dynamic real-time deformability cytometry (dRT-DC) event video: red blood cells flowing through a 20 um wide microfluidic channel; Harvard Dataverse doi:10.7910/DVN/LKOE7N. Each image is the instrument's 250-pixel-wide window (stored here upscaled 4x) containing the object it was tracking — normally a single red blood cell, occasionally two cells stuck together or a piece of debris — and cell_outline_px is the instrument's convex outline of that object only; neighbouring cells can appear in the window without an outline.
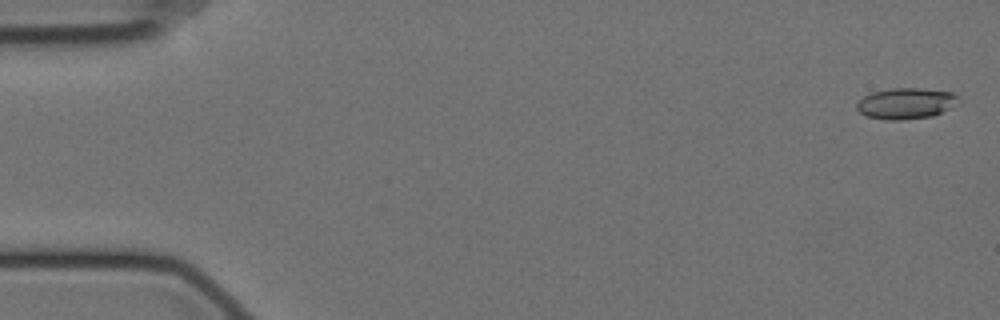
{"species": "Egyptian fruit bat (a non-hibernating species)", "species_latin": "Rousettus aegyptiacus", "temperature_condition": "cold", "stored_images_in_passage": 58, "camera_frame_rate_fps": 3000, "um_per_image_px": 0.085, "animal": {"sex": "female"}, "frame": {"image": 1, "passage_image": 2, "time_ms": 0.333, "image_size_px": [1000, 320], "cell_outline_px": [[960, 104], [932, 116], [900, 120], [888, 120], [868, 116], [860, 112], [856, 108], [856, 104], [864, 96], [872, 92], [892, 88], [920, 88], [952, 92], [960, 100]], "centroid_in_image_um": [77.04, 8.78], "position_along_channel_um": 8.0, "area_um2": 18.38}}
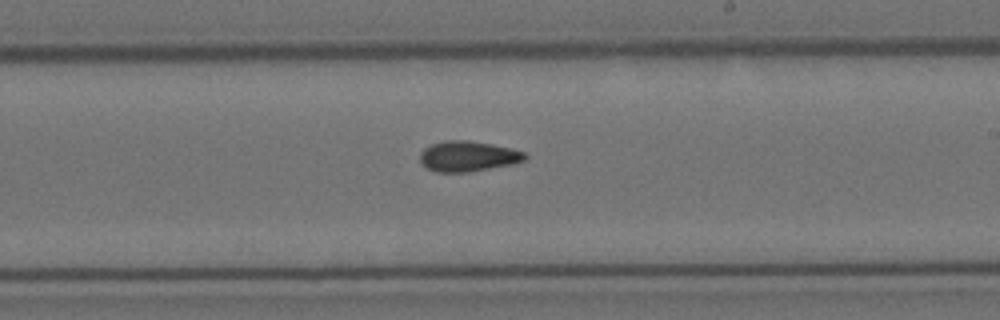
{"frame": {"image": 2, "passage_image": 34, "time_ms": 11.0, "image_size_px": [1000, 320], "cell_outline_px": [[528, 156], [524, 160], [512, 164], [468, 172], [436, 172], [428, 168], [420, 160], [420, 152], [424, 148], [432, 144], [444, 140], [468, 140], [492, 144], [524, 152]], "centroid_in_image_um": [39.76, 13.28], "position_along_channel_um": 249.2, "area_um2": 18.44}}
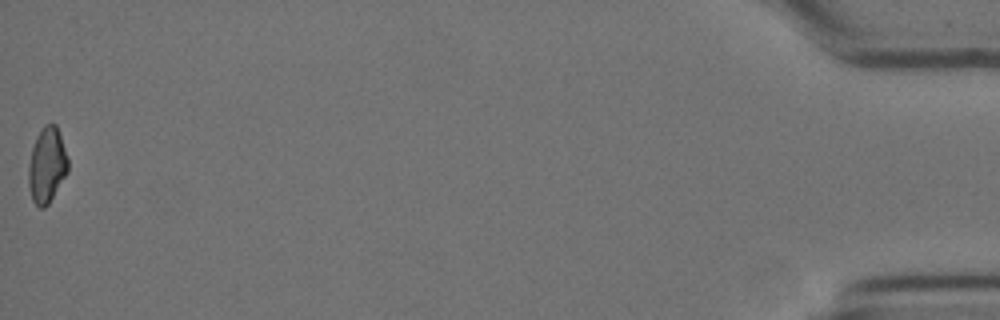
{"frame": {"image": 3, "passage_image": 58, "time_ms": 19.0, "image_size_px": [1000, 320], "cell_outline_px": [[68, 172], [48, 204], [44, 208], [40, 208], [32, 200], [28, 184], [28, 164], [32, 148], [36, 136], [44, 124], [56, 124], [68, 156]], "centroid_in_image_um": [3.98, 14.03], "position_along_channel_um": 431.2, "area_um2": 17.46}, "authors_computed_cell_mechanics": {"area_um2": 18.0914, "velocity_mm_per_s": 3.5202, "shape_relaxation_time_tau1_ms": 8.5936, "shape_relaxation_time_tau2_ms": 4.8354, "deformation_change_tau1": 0.1798, "deformation_change_tau2": 0.1225}}